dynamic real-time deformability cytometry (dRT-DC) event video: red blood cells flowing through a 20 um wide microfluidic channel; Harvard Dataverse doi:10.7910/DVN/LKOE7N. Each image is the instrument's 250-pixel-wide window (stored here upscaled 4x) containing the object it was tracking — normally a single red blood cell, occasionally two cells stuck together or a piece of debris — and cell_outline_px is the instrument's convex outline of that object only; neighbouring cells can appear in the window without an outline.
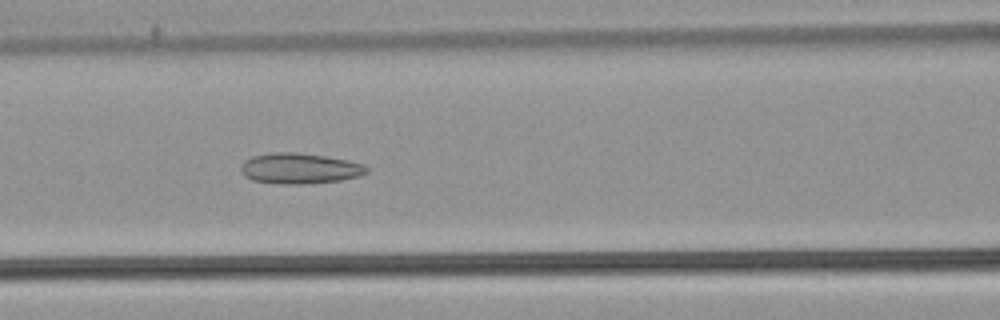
{"species": "common noctule bat (a hibernating species)", "species_latin": "Nyctalus noctula", "temperature_condition": "warm", "stored_images_in_passage": 44, "camera_frame_rate_fps": 3000, "um_per_image_px": 0.085, "animal": {"sex": "male", "body_mass_g": 21.5, "forearm_length_mm": 52.0}, "frame": {"image": 1, "passage_image": 14, "time_ms": 4.333, "image_size_px": [1000, 320], "cell_outline_px": [[368, 172], [360, 176], [340, 180], [300, 184], [284, 184], [252, 180], [244, 176], [240, 168], [244, 160], [252, 156], [276, 152], [296, 152], [324, 156], [348, 160], [364, 164], [368, 168]], "centroid_in_image_um": [25.47, 14.31], "position_along_channel_um": 141.1, "area_um2": 22.37}}
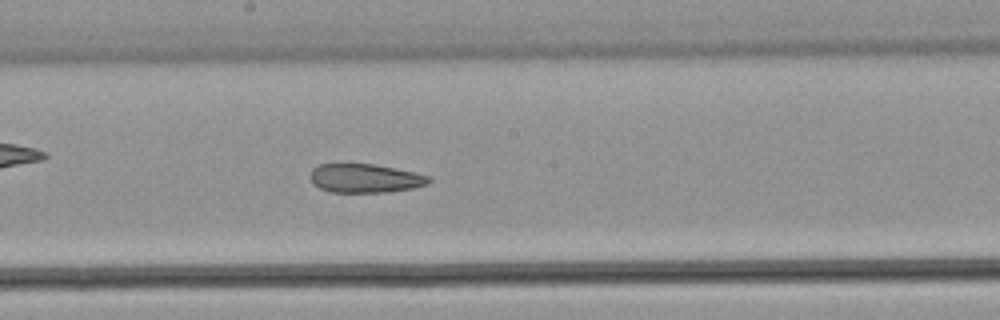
{"frame": {"image": 2, "passage_image": 20, "time_ms": 6.333, "image_size_px": [1000, 320], "cell_outline_px": [[432, 180], [428, 184], [412, 188], [384, 192], [328, 192], [312, 184], [312, 168], [320, 164], [372, 164], [432, 176]], "centroid_in_image_um": [31.04, 15.16], "position_along_channel_um": 217.2, "area_um2": 19.71}}
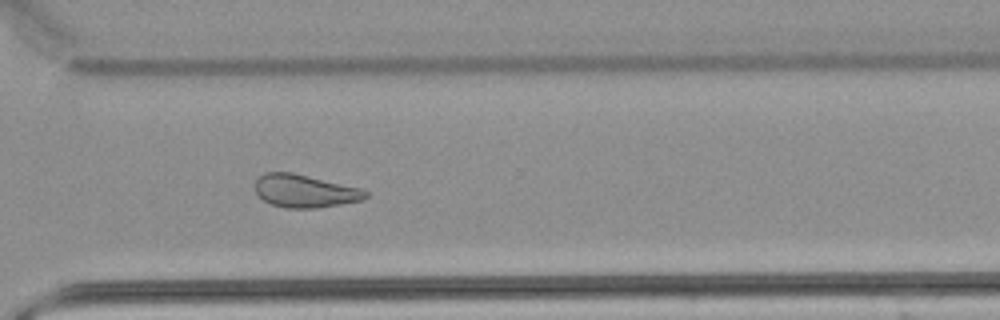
{"frame": {"image": 3, "passage_image": 30, "time_ms": 9.667, "image_size_px": [1000, 320], "cell_outline_px": [[368, 196], [360, 200], [340, 204], [316, 208], [288, 208], [272, 204], [264, 200], [256, 192], [256, 180], [264, 172], [292, 172], [360, 188], [368, 192]], "centroid_in_image_um": [25.9, 16.23], "position_along_channel_um": 344.7, "area_um2": 20.87}, "authors_computed_cell_mechanics": {"area_um2": 22.3108, "velocity_mm_per_s": 3.8202, "shape_relaxation_time_tau1_ms": null, "shape_relaxation_time_tau2_ms": 3.0298, "deformation_change_tau1": null, "deformation_change_tau2": 0.1117}}